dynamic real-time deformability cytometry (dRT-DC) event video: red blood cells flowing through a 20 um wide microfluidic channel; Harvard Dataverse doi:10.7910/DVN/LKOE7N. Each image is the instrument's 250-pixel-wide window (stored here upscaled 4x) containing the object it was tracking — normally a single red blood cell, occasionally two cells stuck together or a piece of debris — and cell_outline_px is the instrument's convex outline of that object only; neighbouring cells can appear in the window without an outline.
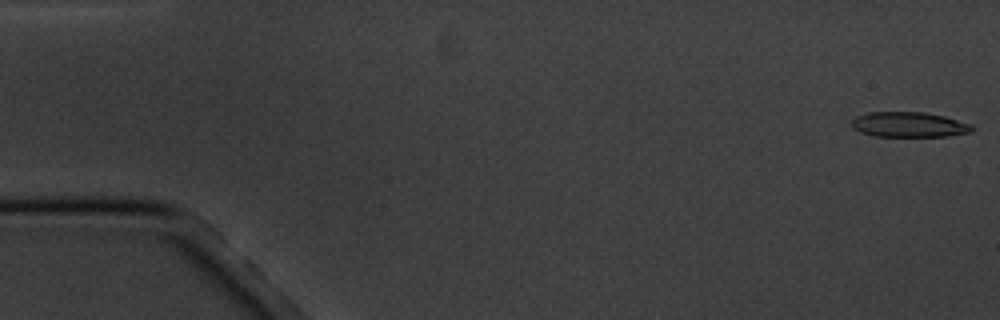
{"species": "common noctule bat (a hibernating species)", "species_latin": "Nyctalus noctula", "temperature_condition": "cold", "stored_images_in_passage": 6, "segment_of_instrument_passage": [1, 2], "camera_frame_rate_fps": 3000, "um_per_image_px": 0.085, "animal": {"sex": "male", "body_mass_g": 20.1, "forearm_length_mm": 53.5}, "frame": {"image": 1, "passage_image": 1, "time_ms": 0.0, "image_size_px": [1000, 320], "cell_outline_px": [[972, 132], [948, 136], [876, 136], [860, 132], [852, 128], [852, 120], [856, 116], [868, 112], [924, 112], [944, 116], [972, 124]], "centroid_in_image_um": [77.26, 10.59], "position_along_channel_um": 7.7, "area_um2": 17.63}}
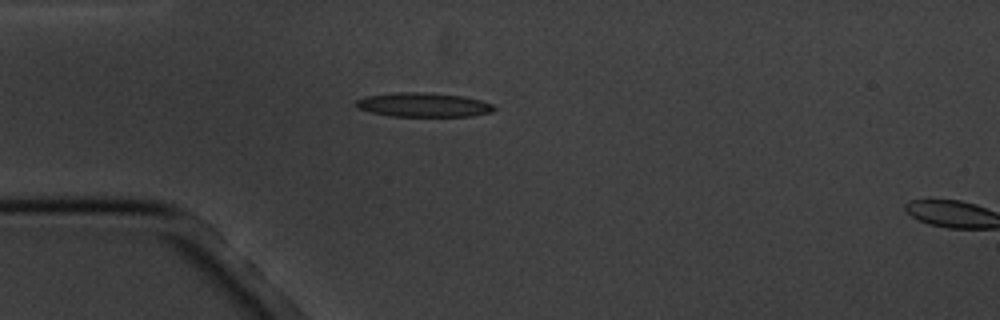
{"frame": {"image": 2, "passage_image": 5, "time_ms": 4.667, "image_size_px": [1000, 320], "cell_outline_px": [[496, 108], [492, 112], [472, 116], [388, 116], [356, 108], [356, 100], [368, 96], [396, 92], [428, 92], [464, 96], [480, 100], [492, 104]], "centroid_in_image_um": [36.01, 8.91], "position_along_channel_um": 49.0, "area_um2": 19.48}}